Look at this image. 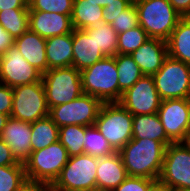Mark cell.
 <instances>
[{"label":"cell","mask_w":190,"mask_h":191,"mask_svg":"<svg viewBox=\"0 0 190 191\" xmlns=\"http://www.w3.org/2000/svg\"><path fill=\"white\" fill-rule=\"evenodd\" d=\"M166 146L149 138L131 139L118 151L128 176L159 179Z\"/></svg>","instance_id":"cell-1"},{"label":"cell","mask_w":190,"mask_h":191,"mask_svg":"<svg viewBox=\"0 0 190 191\" xmlns=\"http://www.w3.org/2000/svg\"><path fill=\"white\" fill-rule=\"evenodd\" d=\"M181 17H190V0H169Z\"/></svg>","instance_id":"cell-42"},{"label":"cell","mask_w":190,"mask_h":191,"mask_svg":"<svg viewBox=\"0 0 190 191\" xmlns=\"http://www.w3.org/2000/svg\"><path fill=\"white\" fill-rule=\"evenodd\" d=\"M133 2H112L103 8V22L112 24L115 17L125 11Z\"/></svg>","instance_id":"cell-36"},{"label":"cell","mask_w":190,"mask_h":191,"mask_svg":"<svg viewBox=\"0 0 190 191\" xmlns=\"http://www.w3.org/2000/svg\"><path fill=\"white\" fill-rule=\"evenodd\" d=\"M18 191H52L50 184L44 182H37L31 180H25L19 187Z\"/></svg>","instance_id":"cell-39"},{"label":"cell","mask_w":190,"mask_h":191,"mask_svg":"<svg viewBox=\"0 0 190 191\" xmlns=\"http://www.w3.org/2000/svg\"><path fill=\"white\" fill-rule=\"evenodd\" d=\"M42 79V73L30 65L15 46L0 56V83L11 88L32 84Z\"/></svg>","instance_id":"cell-13"},{"label":"cell","mask_w":190,"mask_h":191,"mask_svg":"<svg viewBox=\"0 0 190 191\" xmlns=\"http://www.w3.org/2000/svg\"><path fill=\"white\" fill-rule=\"evenodd\" d=\"M161 101L152 75H143L122 94L119 103L132 115H142L158 113Z\"/></svg>","instance_id":"cell-12"},{"label":"cell","mask_w":190,"mask_h":191,"mask_svg":"<svg viewBox=\"0 0 190 191\" xmlns=\"http://www.w3.org/2000/svg\"><path fill=\"white\" fill-rule=\"evenodd\" d=\"M15 39L0 24V56L14 46Z\"/></svg>","instance_id":"cell-40"},{"label":"cell","mask_w":190,"mask_h":191,"mask_svg":"<svg viewBox=\"0 0 190 191\" xmlns=\"http://www.w3.org/2000/svg\"><path fill=\"white\" fill-rule=\"evenodd\" d=\"M48 115L49 107L42 80L13 88L12 118L32 123Z\"/></svg>","instance_id":"cell-10"},{"label":"cell","mask_w":190,"mask_h":191,"mask_svg":"<svg viewBox=\"0 0 190 191\" xmlns=\"http://www.w3.org/2000/svg\"><path fill=\"white\" fill-rule=\"evenodd\" d=\"M31 133V123L10 116L0 135L19 163L24 164L30 157L32 152Z\"/></svg>","instance_id":"cell-15"},{"label":"cell","mask_w":190,"mask_h":191,"mask_svg":"<svg viewBox=\"0 0 190 191\" xmlns=\"http://www.w3.org/2000/svg\"><path fill=\"white\" fill-rule=\"evenodd\" d=\"M153 179L128 176L117 188L112 191H147Z\"/></svg>","instance_id":"cell-35"},{"label":"cell","mask_w":190,"mask_h":191,"mask_svg":"<svg viewBox=\"0 0 190 191\" xmlns=\"http://www.w3.org/2000/svg\"><path fill=\"white\" fill-rule=\"evenodd\" d=\"M84 140V154L100 158L116 152L95 125L85 126Z\"/></svg>","instance_id":"cell-30"},{"label":"cell","mask_w":190,"mask_h":191,"mask_svg":"<svg viewBox=\"0 0 190 191\" xmlns=\"http://www.w3.org/2000/svg\"><path fill=\"white\" fill-rule=\"evenodd\" d=\"M103 102L91 95L82 94L78 98L49 109V116L58 127L66 125H95Z\"/></svg>","instance_id":"cell-9"},{"label":"cell","mask_w":190,"mask_h":191,"mask_svg":"<svg viewBox=\"0 0 190 191\" xmlns=\"http://www.w3.org/2000/svg\"><path fill=\"white\" fill-rule=\"evenodd\" d=\"M68 159L67 150L59 140L48 147L33 151L24 163L26 179L52 185Z\"/></svg>","instance_id":"cell-5"},{"label":"cell","mask_w":190,"mask_h":191,"mask_svg":"<svg viewBox=\"0 0 190 191\" xmlns=\"http://www.w3.org/2000/svg\"><path fill=\"white\" fill-rule=\"evenodd\" d=\"M159 179L169 189L190 188V151L181 142L166 147Z\"/></svg>","instance_id":"cell-11"},{"label":"cell","mask_w":190,"mask_h":191,"mask_svg":"<svg viewBox=\"0 0 190 191\" xmlns=\"http://www.w3.org/2000/svg\"><path fill=\"white\" fill-rule=\"evenodd\" d=\"M32 152L48 147L59 140V127L48 115L31 123Z\"/></svg>","instance_id":"cell-26"},{"label":"cell","mask_w":190,"mask_h":191,"mask_svg":"<svg viewBox=\"0 0 190 191\" xmlns=\"http://www.w3.org/2000/svg\"><path fill=\"white\" fill-rule=\"evenodd\" d=\"M181 143L190 151V130L186 133Z\"/></svg>","instance_id":"cell-46"},{"label":"cell","mask_w":190,"mask_h":191,"mask_svg":"<svg viewBox=\"0 0 190 191\" xmlns=\"http://www.w3.org/2000/svg\"><path fill=\"white\" fill-rule=\"evenodd\" d=\"M18 163L10 147L0 138V166L16 165Z\"/></svg>","instance_id":"cell-38"},{"label":"cell","mask_w":190,"mask_h":191,"mask_svg":"<svg viewBox=\"0 0 190 191\" xmlns=\"http://www.w3.org/2000/svg\"><path fill=\"white\" fill-rule=\"evenodd\" d=\"M130 55L143 75H153L163 66L168 57L167 41L149 38Z\"/></svg>","instance_id":"cell-17"},{"label":"cell","mask_w":190,"mask_h":191,"mask_svg":"<svg viewBox=\"0 0 190 191\" xmlns=\"http://www.w3.org/2000/svg\"><path fill=\"white\" fill-rule=\"evenodd\" d=\"M128 177L118 152L98 158L96 168L97 188L112 191Z\"/></svg>","instance_id":"cell-18"},{"label":"cell","mask_w":190,"mask_h":191,"mask_svg":"<svg viewBox=\"0 0 190 191\" xmlns=\"http://www.w3.org/2000/svg\"><path fill=\"white\" fill-rule=\"evenodd\" d=\"M29 30L43 38L72 33L71 15L29 11Z\"/></svg>","instance_id":"cell-16"},{"label":"cell","mask_w":190,"mask_h":191,"mask_svg":"<svg viewBox=\"0 0 190 191\" xmlns=\"http://www.w3.org/2000/svg\"><path fill=\"white\" fill-rule=\"evenodd\" d=\"M10 9H29L28 0H0V11Z\"/></svg>","instance_id":"cell-41"},{"label":"cell","mask_w":190,"mask_h":191,"mask_svg":"<svg viewBox=\"0 0 190 191\" xmlns=\"http://www.w3.org/2000/svg\"><path fill=\"white\" fill-rule=\"evenodd\" d=\"M144 138L160 141L166 147L173 143L167 137L158 113L133 115L132 139Z\"/></svg>","instance_id":"cell-22"},{"label":"cell","mask_w":190,"mask_h":191,"mask_svg":"<svg viewBox=\"0 0 190 191\" xmlns=\"http://www.w3.org/2000/svg\"><path fill=\"white\" fill-rule=\"evenodd\" d=\"M14 46L28 63L42 74L48 70L46 59V39L27 30L20 37L15 38Z\"/></svg>","instance_id":"cell-19"},{"label":"cell","mask_w":190,"mask_h":191,"mask_svg":"<svg viewBox=\"0 0 190 191\" xmlns=\"http://www.w3.org/2000/svg\"><path fill=\"white\" fill-rule=\"evenodd\" d=\"M48 70L73 66V32L46 38Z\"/></svg>","instance_id":"cell-21"},{"label":"cell","mask_w":190,"mask_h":191,"mask_svg":"<svg viewBox=\"0 0 190 191\" xmlns=\"http://www.w3.org/2000/svg\"><path fill=\"white\" fill-rule=\"evenodd\" d=\"M0 24L14 39L20 37L29 30V9L0 11Z\"/></svg>","instance_id":"cell-28"},{"label":"cell","mask_w":190,"mask_h":191,"mask_svg":"<svg viewBox=\"0 0 190 191\" xmlns=\"http://www.w3.org/2000/svg\"><path fill=\"white\" fill-rule=\"evenodd\" d=\"M189 130H190V98H189Z\"/></svg>","instance_id":"cell-49"},{"label":"cell","mask_w":190,"mask_h":191,"mask_svg":"<svg viewBox=\"0 0 190 191\" xmlns=\"http://www.w3.org/2000/svg\"><path fill=\"white\" fill-rule=\"evenodd\" d=\"M98 157L89 154L71 156L51 185L52 189H79L89 191L97 188L96 168Z\"/></svg>","instance_id":"cell-8"},{"label":"cell","mask_w":190,"mask_h":191,"mask_svg":"<svg viewBox=\"0 0 190 191\" xmlns=\"http://www.w3.org/2000/svg\"><path fill=\"white\" fill-rule=\"evenodd\" d=\"M82 90L103 103L118 102V71L114 56H106L80 71Z\"/></svg>","instance_id":"cell-3"},{"label":"cell","mask_w":190,"mask_h":191,"mask_svg":"<svg viewBox=\"0 0 190 191\" xmlns=\"http://www.w3.org/2000/svg\"><path fill=\"white\" fill-rule=\"evenodd\" d=\"M95 126L118 152L132 139L133 115L119 102L103 103Z\"/></svg>","instance_id":"cell-4"},{"label":"cell","mask_w":190,"mask_h":191,"mask_svg":"<svg viewBox=\"0 0 190 191\" xmlns=\"http://www.w3.org/2000/svg\"><path fill=\"white\" fill-rule=\"evenodd\" d=\"M89 191H106V190H102V189H99V188H95V189H91Z\"/></svg>","instance_id":"cell-50"},{"label":"cell","mask_w":190,"mask_h":191,"mask_svg":"<svg viewBox=\"0 0 190 191\" xmlns=\"http://www.w3.org/2000/svg\"><path fill=\"white\" fill-rule=\"evenodd\" d=\"M161 100L190 98V65L167 57L152 75Z\"/></svg>","instance_id":"cell-7"},{"label":"cell","mask_w":190,"mask_h":191,"mask_svg":"<svg viewBox=\"0 0 190 191\" xmlns=\"http://www.w3.org/2000/svg\"><path fill=\"white\" fill-rule=\"evenodd\" d=\"M26 180L23 163L0 166V191H18Z\"/></svg>","instance_id":"cell-31"},{"label":"cell","mask_w":190,"mask_h":191,"mask_svg":"<svg viewBox=\"0 0 190 191\" xmlns=\"http://www.w3.org/2000/svg\"><path fill=\"white\" fill-rule=\"evenodd\" d=\"M9 116L3 113H0V135L5 127V124L8 120Z\"/></svg>","instance_id":"cell-45"},{"label":"cell","mask_w":190,"mask_h":191,"mask_svg":"<svg viewBox=\"0 0 190 191\" xmlns=\"http://www.w3.org/2000/svg\"><path fill=\"white\" fill-rule=\"evenodd\" d=\"M88 36H93L97 47L105 56H115L118 54V33L111 24L99 23L92 28L83 30Z\"/></svg>","instance_id":"cell-27"},{"label":"cell","mask_w":190,"mask_h":191,"mask_svg":"<svg viewBox=\"0 0 190 191\" xmlns=\"http://www.w3.org/2000/svg\"><path fill=\"white\" fill-rule=\"evenodd\" d=\"M92 1L93 3H96L98 6L106 7L107 5H110L112 2H133L131 0H88Z\"/></svg>","instance_id":"cell-44"},{"label":"cell","mask_w":190,"mask_h":191,"mask_svg":"<svg viewBox=\"0 0 190 191\" xmlns=\"http://www.w3.org/2000/svg\"><path fill=\"white\" fill-rule=\"evenodd\" d=\"M103 7L88 0L73 2L71 21L74 29L84 30L103 22Z\"/></svg>","instance_id":"cell-24"},{"label":"cell","mask_w":190,"mask_h":191,"mask_svg":"<svg viewBox=\"0 0 190 191\" xmlns=\"http://www.w3.org/2000/svg\"><path fill=\"white\" fill-rule=\"evenodd\" d=\"M158 115L167 137L173 142H181L189 131V99L162 100Z\"/></svg>","instance_id":"cell-14"},{"label":"cell","mask_w":190,"mask_h":191,"mask_svg":"<svg viewBox=\"0 0 190 191\" xmlns=\"http://www.w3.org/2000/svg\"><path fill=\"white\" fill-rule=\"evenodd\" d=\"M29 11L53 12L71 15L73 8L72 0H28Z\"/></svg>","instance_id":"cell-33"},{"label":"cell","mask_w":190,"mask_h":191,"mask_svg":"<svg viewBox=\"0 0 190 191\" xmlns=\"http://www.w3.org/2000/svg\"><path fill=\"white\" fill-rule=\"evenodd\" d=\"M13 107V88L0 83V113L11 116Z\"/></svg>","instance_id":"cell-37"},{"label":"cell","mask_w":190,"mask_h":191,"mask_svg":"<svg viewBox=\"0 0 190 191\" xmlns=\"http://www.w3.org/2000/svg\"><path fill=\"white\" fill-rule=\"evenodd\" d=\"M149 39L147 33L139 25L118 34V54L130 55Z\"/></svg>","instance_id":"cell-32"},{"label":"cell","mask_w":190,"mask_h":191,"mask_svg":"<svg viewBox=\"0 0 190 191\" xmlns=\"http://www.w3.org/2000/svg\"><path fill=\"white\" fill-rule=\"evenodd\" d=\"M111 25L118 34L139 26L138 12L134 2L116 16Z\"/></svg>","instance_id":"cell-34"},{"label":"cell","mask_w":190,"mask_h":191,"mask_svg":"<svg viewBox=\"0 0 190 191\" xmlns=\"http://www.w3.org/2000/svg\"><path fill=\"white\" fill-rule=\"evenodd\" d=\"M104 57L93 36H88L83 30H73V67L82 71Z\"/></svg>","instance_id":"cell-20"},{"label":"cell","mask_w":190,"mask_h":191,"mask_svg":"<svg viewBox=\"0 0 190 191\" xmlns=\"http://www.w3.org/2000/svg\"><path fill=\"white\" fill-rule=\"evenodd\" d=\"M52 191H86V190H79V189H52Z\"/></svg>","instance_id":"cell-48"},{"label":"cell","mask_w":190,"mask_h":191,"mask_svg":"<svg viewBox=\"0 0 190 191\" xmlns=\"http://www.w3.org/2000/svg\"><path fill=\"white\" fill-rule=\"evenodd\" d=\"M118 71V102L122 94L131 88L142 76L140 67L135 63L131 55L116 54L114 56Z\"/></svg>","instance_id":"cell-25"},{"label":"cell","mask_w":190,"mask_h":191,"mask_svg":"<svg viewBox=\"0 0 190 191\" xmlns=\"http://www.w3.org/2000/svg\"><path fill=\"white\" fill-rule=\"evenodd\" d=\"M168 56L190 65V17H182L167 40Z\"/></svg>","instance_id":"cell-23"},{"label":"cell","mask_w":190,"mask_h":191,"mask_svg":"<svg viewBox=\"0 0 190 191\" xmlns=\"http://www.w3.org/2000/svg\"><path fill=\"white\" fill-rule=\"evenodd\" d=\"M134 4L139 25L149 38L167 41L182 18L169 0H136Z\"/></svg>","instance_id":"cell-2"},{"label":"cell","mask_w":190,"mask_h":191,"mask_svg":"<svg viewBox=\"0 0 190 191\" xmlns=\"http://www.w3.org/2000/svg\"><path fill=\"white\" fill-rule=\"evenodd\" d=\"M170 191H190V188H182V187L171 188Z\"/></svg>","instance_id":"cell-47"},{"label":"cell","mask_w":190,"mask_h":191,"mask_svg":"<svg viewBox=\"0 0 190 191\" xmlns=\"http://www.w3.org/2000/svg\"><path fill=\"white\" fill-rule=\"evenodd\" d=\"M147 191H170V189L160 179H155Z\"/></svg>","instance_id":"cell-43"},{"label":"cell","mask_w":190,"mask_h":191,"mask_svg":"<svg viewBox=\"0 0 190 191\" xmlns=\"http://www.w3.org/2000/svg\"><path fill=\"white\" fill-rule=\"evenodd\" d=\"M58 137L69 157L84 154L85 126L66 125L59 127Z\"/></svg>","instance_id":"cell-29"},{"label":"cell","mask_w":190,"mask_h":191,"mask_svg":"<svg viewBox=\"0 0 190 191\" xmlns=\"http://www.w3.org/2000/svg\"><path fill=\"white\" fill-rule=\"evenodd\" d=\"M41 80L49 109L83 94L80 71L73 66L49 69Z\"/></svg>","instance_id":"cell-6"}]
</instances>
